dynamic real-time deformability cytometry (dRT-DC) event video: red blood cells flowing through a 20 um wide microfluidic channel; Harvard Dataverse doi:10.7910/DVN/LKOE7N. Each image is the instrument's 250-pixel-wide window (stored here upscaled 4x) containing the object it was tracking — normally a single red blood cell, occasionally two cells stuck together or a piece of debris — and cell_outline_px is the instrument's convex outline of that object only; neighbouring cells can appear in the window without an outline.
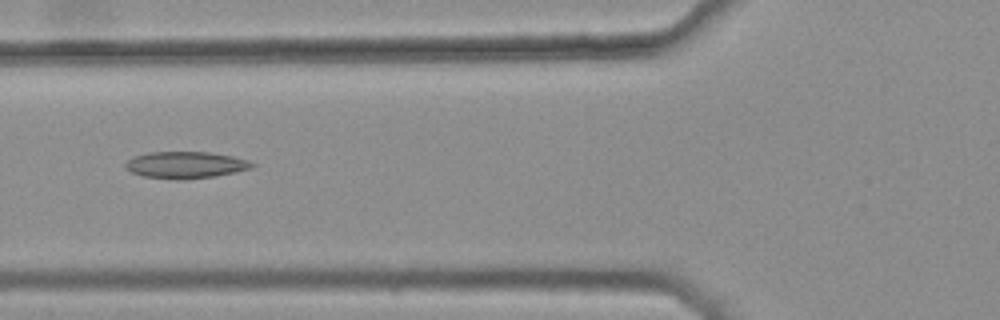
{"species": "common noctule bat (a hibernating species)", "species_latin": "Nyctalus noctula", "temperature_condition": "warm", "stored_images_in_passage": 8, "camera_frame_rate_fps": 3000, "um_per_image_px": 0.085, "animal": {"sex": "female", "body_mass_g": 25.1}, "frame": {"image": 1, "passage_image": 5, "time_ms": 1.333, "image_size_px": [1000, 320], "cell_outline_px": [[256, 164], [252, 168], [236, 172], [216, 176], [180, 180], [176, 180], [144, 176], [132, 172], [124, 164], [132, 156], [148, 152], [208, 152], [232, 156], [248, 160]], "centroid_in_image_um": [15.79, 14.02], "position_along_channel_um": 110.0, "area_um2": 19.77}}
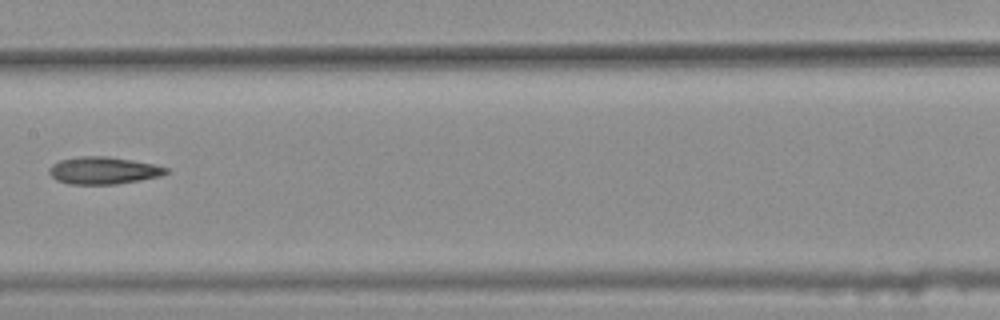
{"frame": {"image": 2, "passage_image": 7, "time_ms": 2.0, "image_size_px": [1000, 320], "cell_outline_px": [[168, 172], [160, 176], [140, 180], [116, 184], [68, 184], [56, 180], [48, 172], [48, 168], [52, 164], [60, 160], [80, 156], [108, 156], [156, 164], [168, 168]], "centroid_in_image_um": [8.78, 14.49], "position_along_channel_um": 198.6, "area_um2": 18.67}}
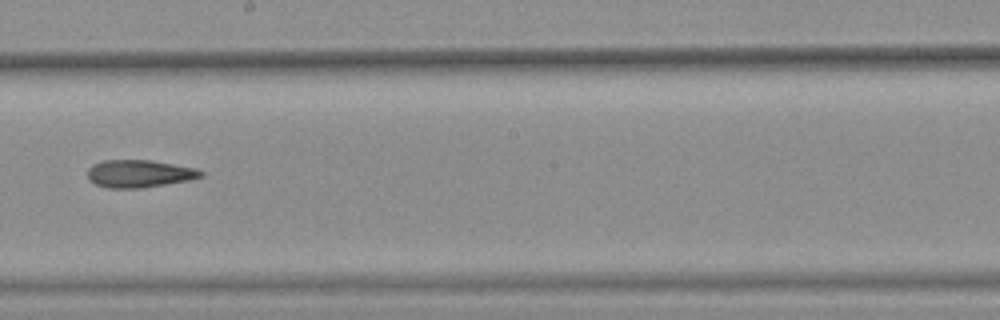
{"frame": {"image": 3, "passage_image": 8, "time_ms": 2.333, "image_size_px": [1000, 320], "cell_outline_px": [[204, 176], [192, 180], [140, 188], [108, 188], [96, 184], [88, 180], [88, 168], [92, 164], [104, 160], [152, 160], [196, 168], [204, 172]], "centroid_in_image_um": [11.86, 14.76], "position_along_channel_um": 236.3, "area_um2": 18.38}}